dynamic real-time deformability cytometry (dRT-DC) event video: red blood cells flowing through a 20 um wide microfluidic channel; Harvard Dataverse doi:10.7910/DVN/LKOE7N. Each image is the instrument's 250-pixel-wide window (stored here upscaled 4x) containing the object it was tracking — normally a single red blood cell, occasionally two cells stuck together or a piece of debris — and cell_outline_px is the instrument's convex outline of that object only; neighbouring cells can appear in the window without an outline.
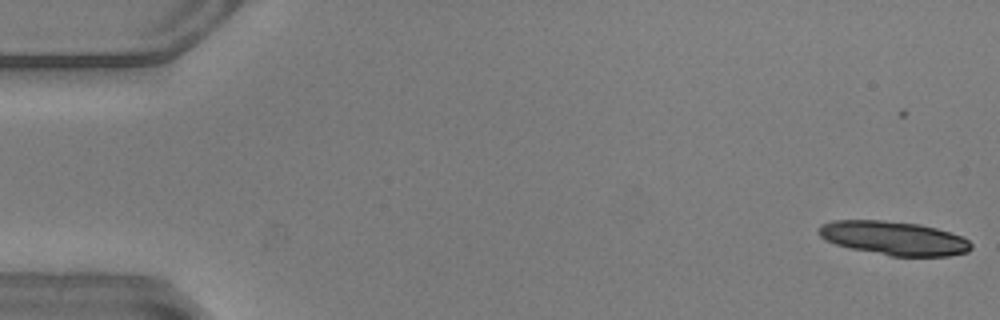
{"species": "common noctule bat (a hibernating species)", "species_latin": "Nyctalus noctula", "temperature_condition": "warm", "stored_images_in_passage": 20, "camera_frame_rate_fps": 3000, "um_per_image_px": 0.085, "animal": {"sex": "male", "body_mass_g": 20.5, "forearm_length_mm": 52.5}, "frame": {"image": 1, "passage_image": 4, "time_ms": 1.0, "image_size_px": [1000, 320], "cell_outline_px": [[972, 248], [968, 252], [948, 256], [892, 256], [852, 248], [836, 244], [824, 240], [820, 236], [820, 224], [832, 220], [884, 220], [920, 224], [936, 228], [964, 236], [972, 244]], "centroid_in_image_um": [76.01, 20.23], "position_along_channel_um": 9.0, "area_um2": 30.06}}